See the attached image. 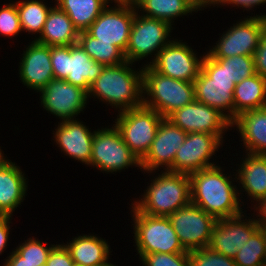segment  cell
Segmentation results:
<instances>
[{"label": "cell", "mask_w": 266, "mask_h": 266, "mask_svg": "<svg viewBox=\"0 0 266 266\" xmlns=\"http://www.w3.org/2000/svg\"><path fill=\"white\" fill-rule=\"evenodd\" d=\"M189 178L191 202L208 214L221 219L243 213L236 186L223 174L221 167L216 165L193 172Z\"/></svg>", "instance_id": "1"}, {"label": "cell", "mask_w": 266, "mask_h": 266, "mask_svg": "<svg viewBox=\"0 0 266 266\" xmlns=\"http://www.w3.org/2000/svg\"><path fill=\"white\" fill-rule=\"evenodd\" d=\"M130 64L133 63L126 61L121 65L104 66L90 84L87 96L94 94L98 99L119 107L120 112L143 105V68L137 72L130 68Z\"/></svg>", "instance_id": "2"}, {"label": "cell", "mask_w": 266, "mask_h": 266, "mask_svg": "<svg viewBox=\"0 0 266 266\" xmlns=\"http://www.w3.org/2000/svg\"><path fill=\"white\" fill-rule=\"evenodd\" d=\"M152 182L143 198L132 204L139 212L149 216L168 217L191 202L188 174L165 170Z\"/></svg>", "instance_id": "3"}, {"label": "cell", "mask_w": 266, "mask_h": 266, "mask_svg": "<svg viewBox=\"0 0 266 266\" xmlns=\"http://www.w3.org/2000/svg\"><path fill=\"white\" fill-rule=\"evenodd\" d=\"M142 88L144 95L150 96V99L143 96V105L154 109L163 118L195 100L193 82L165 76L148 64L143 68Z\"/></svg>", "instance_id": "4"}, {"label": "cell", "mask_w": 266, "mask_h": 266, "mask_svg": "<svg viewBox=\"0 0 266 266\" xmlns=\"http://www.w3.org/2000/svg\"><path fill=\"white\" fill-rule=\"evenodd\" d=\"M193 83L196 101L217 109L230 122L234 120L233 93L236 84L225 67H221L208 53L202 57L201 69ZM227 109L229 115L224 113Z\"/></svg>", "instance_id": "5"}, {"label": "cell", "mask_w": 266, "mask_h": 266, "mask_svg": "<svg viewBox=\"0 0 266 266\" xmlns=\"http://www.w3.org/2000/svg\"><path fill=\"white\" fill-rule=\"evenodd\" d=\"M134 234L140 258L151 253H188L168 217L149 216L132 206Z\"/></svg>", "instance_id": "6"}, {"label": "cell", "mask_w": 266, "mask_h": 266, "mask_svg": "<svg viewBox=\"0 0 266 266\" xmlns=\"http://www.w3.org/2000/svg\"><path fill=\"white\" fill-rule=\"evenodd\" d=\"M162 119L154 109L141 105L120 112L114 125L125 144L141 160L150 149Z\"/></svg>", "instance_id": "7"}, {"label": "cell", "mask_w": 266, "mask_h": 266, "mask_svg": "<svg viewBox=\"0 0 266 266\" xmlns=\"http://www.w3.org/2000/svg\"><path fill=\"white\" fill-rule=\"evenodd\" d=\"M137 13L134 16L124 56L126 61L133 63L157 51L155 59L149 64L151 65L156 60L159 51L171 42L168 37L172 24L161 19L140 16Z\"/></svg>", "instance_id": "8"}, {"label": "cell", "mask_w": 266, "mask_h": 266, "mask_svg": "<svg viewBox=\"0 0 266 266\" xmlns=\"http://www.w3.org/2000/svg\"><path fill=\"white\" fill-rule=\"evenodd\" d=\"M93 133L91 166L111 173L131 165L141 167L139 158L125 144L116 126Z\"/></svg>", "instance_id": "9"}, {"label": "cell", "mask_w": 266, "mask_h": 266, "mask_svg": "<svg viewBox=\"0 0 266 266\" xmlns=\"http://www.w3.org/2000/svg\"><path fill=\"white\" fill-rule=\"evenodd\" d=\"M186 251L208 247L217 219L190 202L168 216Z\"/></svg>", "instance_id": "10"}, {"label": "cell", "mask_w": 266, "mask_h": 266, "mask_svg": "<svg viewBox=\"0 0 266 266\" xmlns=\"http://www.w3.org/2000/svg\"><path fill=\"white\" fill-rule=\"evenodd\" d=\"M265 28L266 15L245 18L230 27L208 54L212 58H226L235 55L254 56Z\"/></svg>", "instance_id": "11"}, {"label": "cell", "mask_w": 266, "mask_h": 266, "mask_svg": "<svg viewBox=\"0 0 266 266\" xmlns=\"http://www.w3.org/2000/svg\"><path fill=\"white\" fill-rule=\"evenodd\" d=\"M134 5L117 4L105 8L86 30L98 42L111 43L125 53L135 13Z\"/></svg>", "instance_id": "12"}, {"label": "cell", "mask_w": 266, "mask_h": 266, "mask_svg": "<svg viewBox=\"0 0 266 266\" xmlns=\"http://www.w3.org/2000/svg\"><path fill=\"white\" fill-rule=\"evenodd\" d=\"M166 119L186 133H209L216 135L221 141L223 131L231 127V122L217 109L196 100L173 111Z\"/></svg>", "instance_id": "13"}, {"label": "cell", "mask_w": 266, "mask_h": 266, "mask_svg": "<svg viewBox=\"0 0 266 266\" xmlns=\"http://www.w3.org/2000/svg\"><path fill=\"white\" fill-rule=\"evenodd\" d=\"M221 140L213 134L191 132L176 151L173 172L190 175L193 172L215 166L209 162L214 152L220 147Z\"/></svg>", "instance_id": "14"}, {"label": "cell", "mask_w": 266, "mask_h": 266, "mask_svg": "<svg viewBox=\"0 0 266 266\" xmlns=\"http://www.w3.org/2000/svg\"><path fill=\"white\" fill-rule=\"evenodd\" d=\"M199 60L193 49L180 41H171L158 53L156 60L150 65L156 72L176 80L194 82L201 69Z\"/></svg>", "instance_id": "15"}, {"label": "cell", "mask_w": 266, "mask_h": 266, "mask_svg": "<svg viewBox=\"0 0 266 266\" xmlns=\"http://www.w3.org/2000/svg\"><path fill=\"white\" fill-rule=\"evenodd\" d=\"M41 92V104L45 110L64 120H74L85 108L87 92L65 80L52 79Z\"/></svg>", "instance_id": "16"}, {"label": "cell", "mask_w": 266, "mask_h": 266, "mask_svg": "<svg viewBox=\"0 0 266 266\" xmlns=\"http://www.w3.org/2000/svg\"><path fill=\"white\" fill-rule=\"evenodd\" d=\"M187 134L178 126L163 118L158 126V131L147 154L140 160L141 168L152 172L159 166L173 172V162L176 151L185 141Z\"/></svg>", "instance_id": "17"}, {"label": "cell", "mask_w": 266, "mask_h": 266, "mask_svg": "<svg viewBox=\"0 0 266 266\" xmlns=\"http://www.w3.org/2000/svg\"><path fill=\"white\" fill-rule=\"evenodd\" d=\"M242 217H244L243 214L217 219L208 247L226 257L234 258L238 250L259 228L255 219L244 222L245 220H241Z\"/></svg>", "instance_id": "18"}, {"label": "cell", "mask_w": 266, "mask_h": 266, "mask_svg": "<svg viewBox=\"0 0 266 266\" xmlns=\"http://www.w3.org/2000/svg\"><path fill=\"white\" fill-rule=\"evenodd\" d=\"M21 60L19 74L25 86L39 92L54 79L50 46L34 40L24 51Z\"/></svg>", "instance_id": "19"}, {"label": "cell", "mask_w": 266, "mask_h": 266, "mask_svg": "<svg viewBox=\"0 0 266 266\" xmlns=\"http://www.w3.org/2000/svg\"><path fill=\"white\" fill-rule=\"evenodd\" d=\"M55 132V142L66 155L90 165L94 134L86 126L76 119L64 120Z\"/></svg>", "instance_id": "20"}, {"label": "cell", "mask_w": 266, "mask_h": 266, "mask_svg": "<svg viewBox=\"0 0 266 266\" xmlns=\"http://www.w3.org/2000/svg\"><path fill=\"white\" fill-rule=\"evenodd\" d=\"M233 125L238 127L249 154L266 155V107L241 113Z\"/></svg>", "instance_id": "21"}, {"label": "cell", "mask_w": 266, "mask_h": 266, "mask_svg": "<svg viewBox=\"0 0 266 266\" xmlns=\"http://www.w3.org/2000/svg\"><path fill=\"white\" fill-rule=\"evenodd\" d=\"M23 172L15 163L7 160L0 166V216L11 217L23 201L27 183Z\"/></svg>", "instance_id": "22"}, {"label": "cell", "mask_w": 266, "mask_h": 266, "mask_svg": "<svg viewBox=\"0 0 266 266\" xmlns=\"http://www.w3.org/2000/svg\"><path fill=\"white\" fill-rule=\"evenodd\" d=\"M35 41L53 46L74 45L78 42L79 31L73 26L69 16L57 5L47 15L43 30Z\"/></svg>", "instance_id": "23"}, {"label": "cell", "mask_w": 266, "mask_h": 266, "mask_svg": "<svg viewBox=\"0 0 266 266\" xmlns=\"http://www.w3.org/2000/svg\"><path fill=\"white\" fill-rule=\"evenodd\" d=\"M103 67L91 59L78 43L68 45V76L65 79L68 83L88 92L90 84L100 75Z\"/></svg>", "instance_id": "24"}, {"label": "cell", "mask_w": 266, "mask_h": 266, "mask_svg": "<svg viewBox=\"0 0 266 266\" xmlns=\"http://www.w3.org/2000/svg\"><path fill=\"white\" fill-rule=\"evenodd\" d=\"M75 264L83 266H104L108 261L109 245L106 240L92 235L78 236L64 245Z\"/></svg>", "instance_id": "25"}, {"label": "cell", "mask_w": 266, "mask_h": 266, "mask_svg": "<svg viewBox=\"0 0 266 266\" xmlns=\"http://www.w3.org/2000/svg\"><path fill=\"white\" fill-rule=\"evenodd\" d=\"M233 99L234 119L243 112L266 107V78L256 73L237 83Z\"/></svg>", "instance_id": "26"}, {"label": "cell", "mask_w": 266, "mask_h": 266, "mask_svg": "<svg viewBox=\"0 0 266 266\" xmlns=\"http://www.w3.org/2000/svg\"><path fill=\"white\" fill-rule=\"evenodd\" d=\"M241 168L238 169V180L253 200L266 198V155L247 153Z\"/></svg>", "instance_id": "27"}, {"label": "cell", "mask_w": 266, "mask_h": 266, "mask_svg": "<svg viewBox=\"0 0 266 266\" xmlns=\"http://www.w3.org/2000/svg\"><path fill=\"white\" fill-rule=\"evenodd\" d=\"M79 31H86L109 5L107 0H55Z\"/></svg>", "instance_id": "28"}, {"label": "cell", "mask_w": 266, "mask_h": 266, "mask_svg": "<svg viewBox=\"0 0 266 266\" xmlns=\"http://www.w3.org/2000/svg\"><path fill=\"white\" fill-rule=\"evenodd\" d=\"M135 9H142L144 16L161 19L171 24L172 19L198 11V7L191 0H136Z\"/></svg>", "instance_id": "29"}, {"label": "cell", "mask_w": 266, "mask_h": 266, "mask_svg": "<svg viewBox=\"0 0 266 266\" xmlns=\"http://www.w3.org/2000/svg\"><path fill=\"white\" fill-rule=\"evenodd\" d=\"M81 48L95 62L103 66L121 65L126 62L124 53L111 43L98 42L87 31H81L78 35V42Z\"/></svg>", "instance_id": "30"}, {"label": "cell", "mask_w": 266, "mask_h": 266, "mask_svg": "<svg viewBox=\"0 0 266 266\" xmlns=\"http://www.w3.org/2000/svg\"><path fill=\"white\" fill-rule=\"evenodd\" d=\"M233 259L237 266H266V231L258 228Z\"/></svg>", "instance_id": "31"}, {"label": "cell", "mask_w": 266, "mask_h": 266, "mask_svg": "<svg viewBox=\"0 0 266 266\" xmlns=\"http://www.w3.org/2000/svg\"><path fill=\"white\" fill-rule=\"evenodd\" d=\"M16 7L19 12L22 30L41 34L47 15L52 7L48 8L40 0L18 1Z\"/></svg>", "instance_id": "32"}, {"label": "cell", "mask_w": 266, "mask_h": 266, "mask_svg": "<svg viewBox=\"0 0 266 266\" xmlns=\"http://www.w3.org/2000/svg\"><path fill=\"white\" fill-rule=\"evenodd\" d=\"M221 67H225L227 74L235 84L250 78L255 72L254 56L235 55L226 58H213Z\"/></svg>", "instance_id": "33"}, {"label": "cell", "mask_w": 266, "mask_h": 266, "mask_svg": "<svg viewBox=\"0 0 266 266\" xmlns=\"http://www.w3.org/2000/svg\"><path fill=\"white\" fill-rule=\"evenodd\" d=\"M55 245L45 247L40 241L33 238L25 241L15 249V252L32 266L46 264L48 256Z\"/></svg>", "instance_id": "34"}, {"label": "cell", "mask_w": 266, "mask_h": 266, "mask_svg": "<svg viewBox=\"0 0 266 266\" xmlns=\"http://www.w3.org/2000/svg\"><path fill=\"white\" fill-rule=\"evenodd\" d=\"M190 266H237L233 258L211 250L209 247L188 251Z\"/></svg>", "instance_id": "35"}, {"label": "cell", "mask_w": 266, "mask_h": 266, "mask_svg": "<svg viewBox=\"0 0 266 266\" xmlns=\"http://www.w3.org/2000/svg\"><path fill=\"white\" fill-rule=\"evenodd\" d=\"M141 261L145 266H190L188 253L144 254Z\"/></svg>", "instance_id": "36"}, {"label": "cell", "mask_w": 266, "mask_h": 266, "mask_svg": "<svg viewBox=\"0 0 266 266\" xmlns=\"http://www.w3.org/2000/svg\"><path fill=\"white\" fill-rule=\"evenodd\" d=\"M16 2L0 9V34L5 36L18 35L22 31Z\"/></svg>", "instance_id": "37"}, {"label": "cell", "mask_w": 266, "mask_h": 266, "mask_svg": "<svg viewBox=\"0 0 266 266\" xmlns=\"http://www.w3.org/2000/svg\"><path fill=\"white\" fill-rule=\"evenodd\" d=\"M50 56L54 79L65 80L68 76V45L50 47Z\"/></svg>", "instance_id": "38"}, {"label": "cell", "mask_w": 266, "mask_h": 266, "mask_svg": "<svg viewBox=\"0 0 266 266\" xmlns=\"http://www.w3.org/2000/svg\"><path fill=\"white\" fill-rule=\"evenodd\" d=\"M47 266H73L74 261L64 245L56 244L47 259Z\"/></svg>", "instance_id": "39"}, {"label": "cell", "mask_w": 266, "mask_h": 266, "mask_svg": "<svg viewBox=\"0 0 266 266\" xmlns=\"http://www.w3.org/2000/svg\"><path fill=\"white\" fill-rule=\"evenodd\" d=\"M255 72L266 78V28L262 32L259 45L254 53Z\"/></svg>", "instance_id": "40"}, {"label": "cell", "mask_w": 266, "mask_h": 266, "mask_svg": "<svg viewBox=\"0 0 266 266\" xmlns=\"http://www.w3.org/2000/svg\"><path fill=\"white\" fill-rule=\"evenodd\" d=\"M10 218L9 216H0V254L2 251L5 249L7 246V241H8V235H9V223H10Z\"/></svg>", "instance_id": "41"}, {"label": "cell", "mask_w": 266, "mask_h": 266, "mask_svg": "<svg viewBox=\"0 0 266 266\" xmlns=\"http://www.w3.org/2000/svg\"><path fill=\"white\" fill-rule=\"evenodd\" d=\"M222 5L225 4H235L238 7H242V8H248L251 9L253 6H257L259 4H265L266 0H220L219 2ZM224 3V4H223Z\"/></svg>", "instance_id": "42"}, {"label": "cell", "mask_w": 266, "mask_h": 266, "mask_svg": "<svg viewBox=\"0 0 266 266\" xmlns=\"http://www.w3.org/2000/svg\"><path fill=\"white\" fill-rule=\"evenodd\" d=\"M258 216L261 215V218L255 219L256 224L259 226V228H262L266 231V198L258 200Z\"/></svg>", "instance_id": "43"}, {"label": "cell", "mask_w": 266, "mask_h": 266, "mask_svg": "<svg viewBox=\"0 0 266 266\" xmlns=\"http://www.w3.org/2000/svg\"><path fill=\"white\" fill-rule=\"evenodd\" d=\"M10 254L3 266H32L25 262V259L20 257L15 251Z\"/></svg>", "instance_id": "44"}, {"label": "cell", "mask_w": 266, "mask_h": 266, "mask_svg": "<svg viewBox=\"0 0 266 266\" xmlns=\"http://www.w3.org/2000/svg\"><path fill=\"white\" fill-rule=\"evenodd\" d=\"M197 7L200 9L201 7H205L207 5H215L219 4L220 0H191Z\"/></svg>", "instance_id": "45"}, {"label": "cell", "mask_w": 266, "mask_h": 266, "mask_svg": "<svg viewBox=\"0 0 266 266\" xmlns=\"http://www.w3.org/2000/svg\"><path fill=\"white\" fill-rule=\"evenodd\" d=\"M110 0H107V2L109 3ZM113 1V0H111ZM115 3L117 4H128V5H134V3L136 2V0H114Z\"/></svg>", "instance_id": "46"}, {"label": "cell", "mask_w": 266, "mask_h": 266, "mask_svg": "<svg viewBox=\"0 0 266 266\" xmlns=\"http://www.w3.org/2000/svg\"><path fill=\"white\" fill-rule=\"evenodd\" d=\"M7 160L4 158L2 151L0 149V166L3 165Z\"/></svg>", "instance_id": "47"}, {"label": "cell", "mask_w": 266, "mask_h": 266, "mask_svg": "<svg viewBox=\"0 0 266 266\" xmlns=\"http://www.w3.org/2000/svg\"><path fill=\"white\" fill-rule=\"evenodd\" d=\"M104 266H115V265H113V264H111V263H107V264L104 265Z\"/></svg>", "instance_id": "48"}, {"label": "cell", "mask_w": 266, "mask_h": 266, "mask_svg": "<svg viewBox=\"0 0 266 266\" xmlns=\"http://www.w3.org/2000/svg\"><path fill=\"white\" fill-rule=\"evenodd\" d=\"M73 266H83V265H79V264H75V263H74V265H73Z\"/></svg>", "instance_id": "49"}]
</instances>
